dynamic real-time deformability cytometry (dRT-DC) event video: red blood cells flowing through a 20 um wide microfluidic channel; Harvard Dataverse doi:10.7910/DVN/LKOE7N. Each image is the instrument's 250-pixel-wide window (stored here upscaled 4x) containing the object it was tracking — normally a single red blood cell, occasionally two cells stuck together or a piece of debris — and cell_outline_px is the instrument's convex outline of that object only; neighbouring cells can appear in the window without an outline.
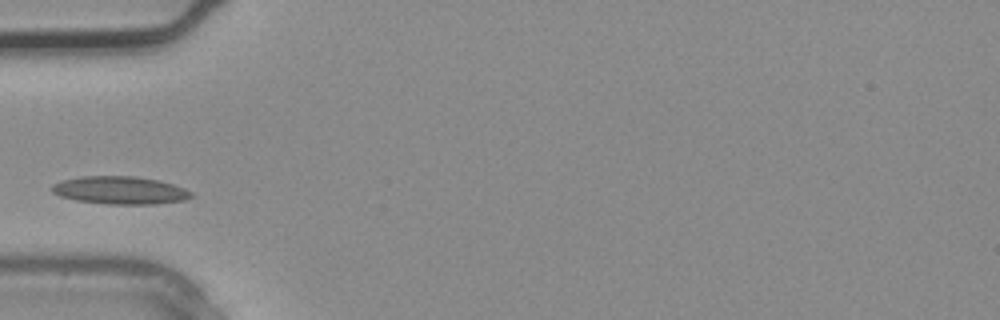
{"species": "common noctule bat (a hibernating species)", "species_latin": "Nyctalus noctula", "temperature_condition": "warm", "stored_images_in_passage": 2, "camera_frame_rate_fps": 3000, "um_per_image_px": 0.085, "animal": {"sex": "male", "body_mass_g": 20.4}, "frame": {"image": 1, "passage_image": 2, "time_ms": 0.333, "image_size_px": [1000, 320], "cell_outline_px": [[192, 196], [184, 200], [156, 204], [108, 204], [76, 200], [60, 196], [52, 192], [52, 184], [64, 180], [80, 176], [136, 176], [156, 180], [172, 184], [184, 188], [192, 192]], "centroid_in_image_um": [10.2, 16.17], "position_along_channel_um": 74.8, "area_um2": 22.43}}